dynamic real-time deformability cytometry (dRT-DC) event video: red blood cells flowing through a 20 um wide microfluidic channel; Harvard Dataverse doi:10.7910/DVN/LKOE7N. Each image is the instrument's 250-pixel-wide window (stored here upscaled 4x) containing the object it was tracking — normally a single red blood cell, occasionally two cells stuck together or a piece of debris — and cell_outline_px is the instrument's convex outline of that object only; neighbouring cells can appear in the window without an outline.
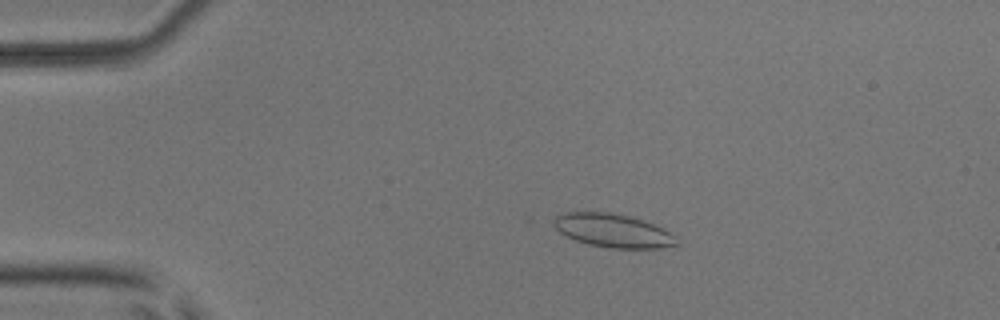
{"species": "common noctule bat (a hibernating species)", "species_latin": "Nyctalus noctula", "temperature_condition": "room temperature", "stored_images_in_passage": 6, "camera_frame_rate_fps": 3000, "um_per_image_px": 0.085, "animal": {"sex": "male", "body_mass_g": 17.9, "forearm_length_mm": 54.2}, "frame": {"image": 1, "passage_image": 4, "time_ms": 3.333, "image_size_px": [1000, 320], "cell_outline_px": [[680, 244], [660, 248], [612, 248], [588, 244], [576, 240], [560, 232], [548, 220], [564, 212], [608, 212], [628, 216], [644, 220], [676, 236]], "centroid_in_image_um": [52.06, 19.59], "position_along_channel_um": 32.9, "area_um2": 23.93}}